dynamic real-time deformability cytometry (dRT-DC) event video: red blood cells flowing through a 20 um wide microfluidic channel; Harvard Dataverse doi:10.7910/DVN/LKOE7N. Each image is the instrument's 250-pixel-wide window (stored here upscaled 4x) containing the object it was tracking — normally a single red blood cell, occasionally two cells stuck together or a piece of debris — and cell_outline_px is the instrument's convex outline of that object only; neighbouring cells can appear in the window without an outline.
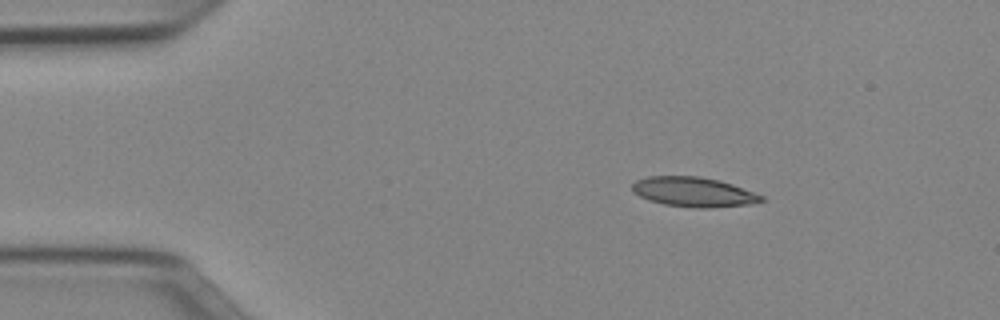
{"species": "Egyptian fruit bat (a non-hibernating species)", "species_latin": "Rousettus aegyptiacus", "temperature_condition": "cold", "stored_images_in_passage": 44, "camera_frame_rate_fps": 3000, "um_per_image_px": 0.085, "animal": {"sex": "female"}, "frame": {"image": 1, "passage_image": 1, "time_ms": 0.0, "image_size_px": [1000, 320], "cell_outline_px": [[764, 200], [752, 204], [712, 208], [696, 208], [664, 204], [648, 200], [632, 192], [632, 184], [636, 180], [648, 176], [700, 176], [720, 180], [732, 184], [764, 196]], "centroid_in_image_um": [58.95, 16.32], "position_along_channel_um": 26.0, "area_um2": 22.48}}
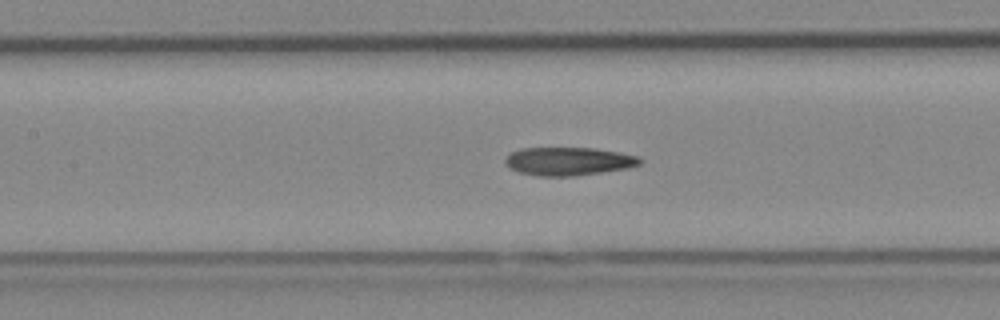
{"frame": {"image": 2, "passage_image": 16, "time_ms": 5.0, "image_size_px": [1000, 320], "cell_outline_px": [[640, 164], [628, 168], [572, 176], [540, 176], [520, 172], [508, 168], [504, 164], [504, 160], [512, 152], [520, 148], [596, 148], [620, 152], [640, 156]], "centroid_in_image_um": [48.31, 13.7], "position_along_channel_um": 159.1, "area_um2": 22.14}}
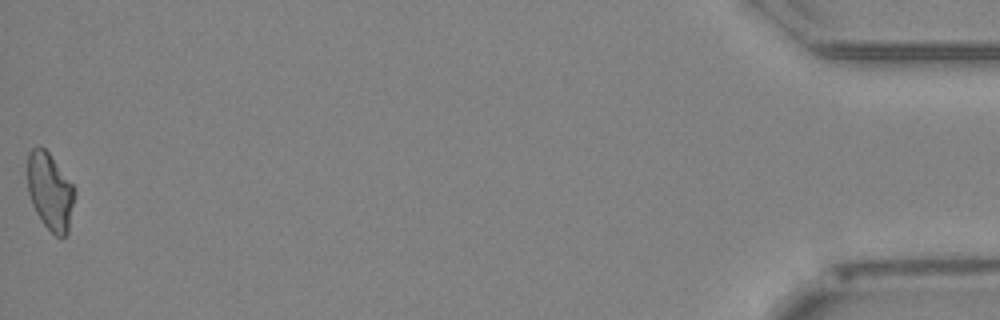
{"frame": {"image": 3, "passage_image": 44, "time_ms": 14.333, "image_size_px": [1000, 320], "cell_outline_px": [[76, 192], [68, 232], [64, 236], [56, 236], [40, 220], [32, 204], [28, 192], [28, 152], [32, 148], [40, 144], [48, 152], [72, 184]], "centroid_in_image_um": [4.25, 16.26], "position_along_channel_um": 430.9, "area_um2": 21.1}, "authors_computed_cell_mechanics": {"area_um2": 22.1952, "velocity_mm_per_s": 3.9548, "shape_relaxation_time_tau1_ms": null, "shape_relaxation_time_tau2_ms": 4.9819, "deformation_change_tau1": null, "deformation_change_tau2": 0.1546}}